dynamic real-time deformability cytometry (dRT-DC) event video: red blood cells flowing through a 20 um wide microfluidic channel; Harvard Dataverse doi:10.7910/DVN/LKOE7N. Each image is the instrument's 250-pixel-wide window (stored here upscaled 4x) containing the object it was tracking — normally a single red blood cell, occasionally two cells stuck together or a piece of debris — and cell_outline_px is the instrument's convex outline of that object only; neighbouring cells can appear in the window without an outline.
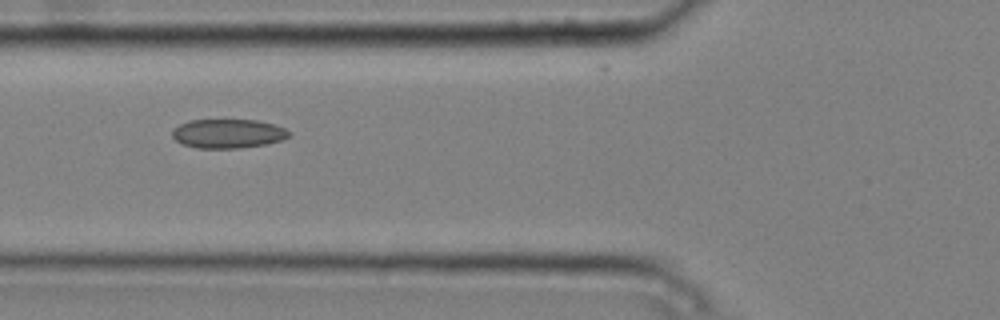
{"species": "common noctule bat (a hibernating species)", "species_latin": "Nyctalus noctula", "temperature_condition": "cold", "stored_images_in_passage": 5, "camera_frame_rate_fps": 3000, "um_per_image_px": 0.085, "animal": {"sex": "male", "body_mass_g": 20.4}, "frame": {"image": 1, "passage_image": 4, "time_ms": 1.0, "image_size_px": [1000, 320], "cell_outline_px": [[292, 132], [288, 136], [280, 140], [268, 144], [240, 148], [196, 148], [180, 144], [172, 136], [172, 128], [188, 120], [256, 120], [272, 124], [284, 128]], "centroid_in_image_um": [19.34, 11.36], "position_along_channel_um": 106.5, "area_um2": 19.88}}
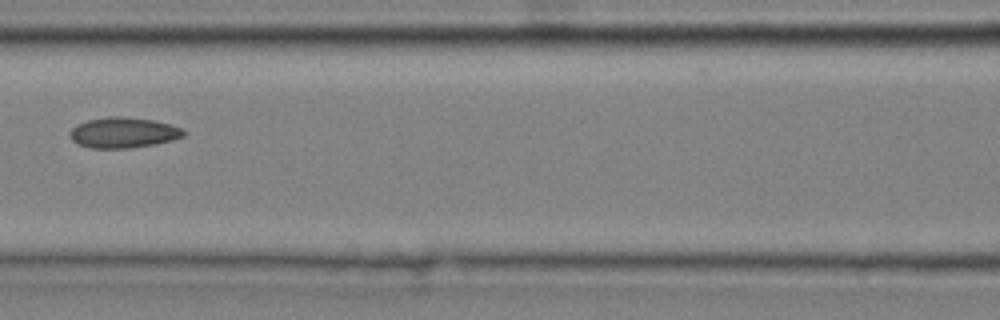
{"frame": {"image": 2, "passage_image": 5, "time_ms": 1.333, "image_size_px": [1000, 320], "cell_outline_px": [[184, 136], [172, 140], [156, 144], [128, 148], [88, 148], [76, 144], [72, 140], [68, 132], [76, 124], [88, 120], [108, 116], [120, 116], [152, 120], [168, 124], [180, 128], [184, 132]], "centroid_in_image_um": [10.42, 11.28], "position_along_channel_um": 156.2, "area_um2": 20.23}}